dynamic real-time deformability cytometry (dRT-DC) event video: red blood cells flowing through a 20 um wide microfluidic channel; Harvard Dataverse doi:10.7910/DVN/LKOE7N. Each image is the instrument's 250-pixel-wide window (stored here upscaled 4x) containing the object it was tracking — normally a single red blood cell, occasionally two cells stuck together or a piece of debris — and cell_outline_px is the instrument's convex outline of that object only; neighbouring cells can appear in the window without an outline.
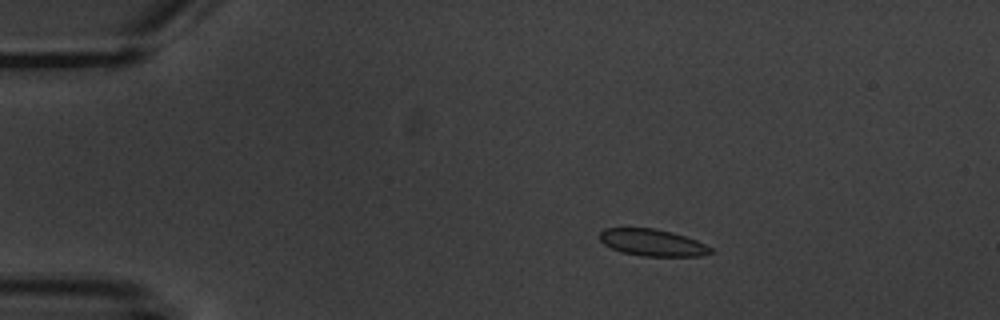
{"species": "common noctule bat (a hibernating species)", "species_latin": "Nyctalus noctula", "temperature_condition": "warm", "stored_images_in_passage": 4, "camera_frame_rate_fps": 3000, "um_per_image_px": 0.085, "animal": {"sex": "male", "body_mass_g": 20.1, "forearm_length_mm": 53.5}, "frame": {"image": 1, "passage_image": 2, "time_ms": 1.0, "image_size_px": [1000, 320], "cell_outline_px": [[716, 252], [700, 256], [640, 256], [624, 252], [612, 248], [604, 244], [600, 240], [600, 232], [604, 228], [656, 228], [672, 232], [696, 240], [712, 248]], "centroid_in_image_um": [55.48, 20.62], "position_along_channel_um": 29.5, "area_um2": 17.34}}